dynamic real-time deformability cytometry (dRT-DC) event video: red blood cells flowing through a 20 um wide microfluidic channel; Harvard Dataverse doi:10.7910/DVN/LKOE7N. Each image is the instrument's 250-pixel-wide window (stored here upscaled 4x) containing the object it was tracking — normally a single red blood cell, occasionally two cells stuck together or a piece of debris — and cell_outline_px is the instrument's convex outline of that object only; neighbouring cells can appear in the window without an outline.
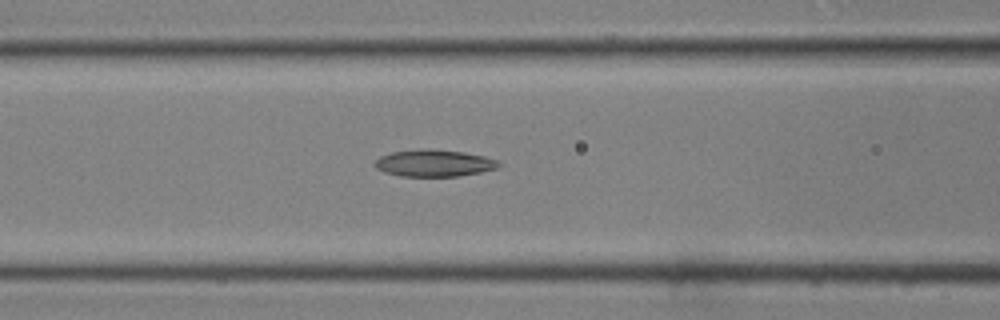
{"species": "common noctule bat (a hibernating species)", "species_latin": "Nyctalus noctula", "temperature_condition": "room temperature", "stored_images_in_passage": 35, "camera_frame_rate_fps": 3000, "um_per_image_px": 0.085, "animal": {"sex": "male", "body_mass_g": 19.0, "forearm_length_mm": 50.8}, "frame": {"image": 1, "passage_image": 11, "time_ms": 3.333, "image_size_px": [1000, 320], "cell_outline_px": [[500, 168], [480, 172], [456, 176], [400, 176], [384, 172], [376, 168], [372, 164], [380, 156], [392, 152], [420, 148], [432, 148], [464, 152], [484, 156], [496, 160], [500, 164]], "centroid_in_image_um": [36.87, 13.85], "position_along_channel_um": 129.7, "area_um2": 19.59}}
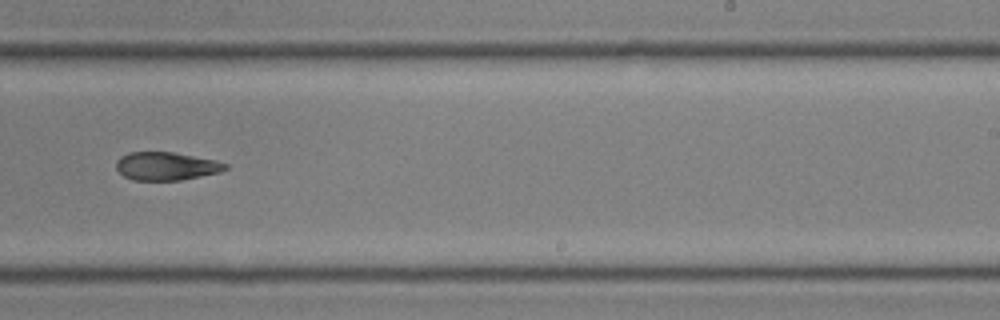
{"frame": {"image": 2, "passage_image": 20, "time_ms": 6.333, "image_size_px": [1000, 320], "cell_outline_px": [[228, 168], [220, 172], [180, 180], [132, 180], [124, 176], [116, 168], [116, 160], [120, 156], [128, 152], [172, 152], [216, 160], [228, 164]], "centroid_in_image_um": [14.11, 14.12], "position_along_channel_um": 274.9, "area_um2": 17.92}}
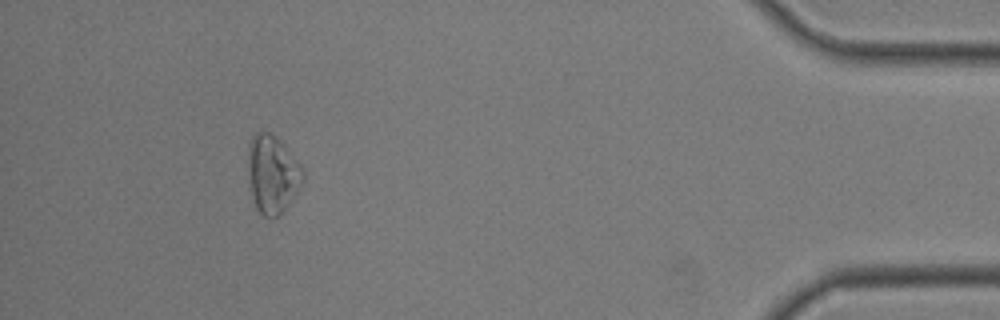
{"frame": {"image": 3, "passage_image": 32, "time_ms": 10.333, "image_size_px": [1000, 320], "cell_outline_px": [[304, 180], [300, 188], [280, 216], [264, 216], [256, 208], [252, 196], [248, 168], [248, 144], [252, 136], [256, 132], [268, 132], [276, 136], [284, 144], [304, 168]], "centroid_in_image_um": [23.18, 14.78], "position_along_channel_um": 412.0, "area_um2": 25.09}}